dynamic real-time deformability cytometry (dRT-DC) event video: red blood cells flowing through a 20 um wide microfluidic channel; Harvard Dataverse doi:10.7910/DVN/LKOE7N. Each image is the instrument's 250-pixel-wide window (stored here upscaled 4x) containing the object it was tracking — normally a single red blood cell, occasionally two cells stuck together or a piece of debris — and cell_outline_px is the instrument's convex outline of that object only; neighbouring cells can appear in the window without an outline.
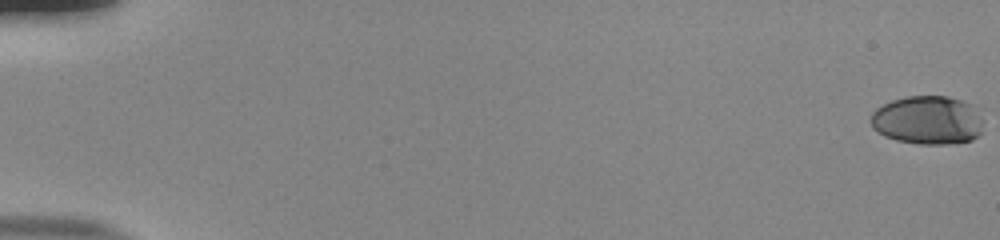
{"species": "human", "species_latin": "Homo sapiens", "temperature_condition": "room temperature", "stored_images_in_passage": 56, "camera_frame_rate_fps": 3000, "um_per_image_px": 0.085, "donor": {"sex": "male"}, "frame": {"image": 1, "passage_image": 1, "time_ms": 0.0, "image_size_px": [1000, 240], "cell_outline_px": [[984, 120], [980, 132], [972, 140], [948, 144], [920, 144], [896, 140], [884, 136], [872, 128], [868, 120], [872, 112], [876, 108], [892, 100], [908, 96], [948, 96], [972, 104]], "centroid_in_image_um": [78.83, 10.21], "position_along_channel_um": 6.2, "area_um2": 32.19}}
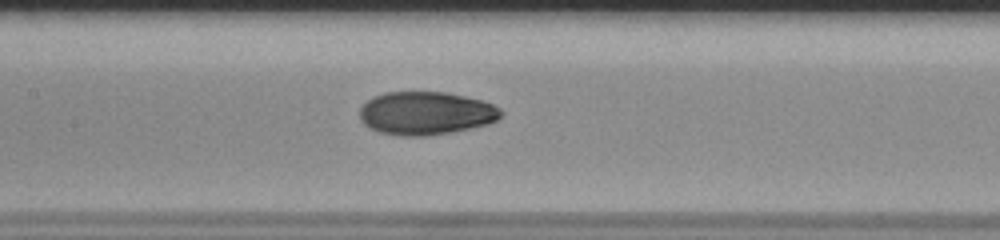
{"frame": {"image": 2, "passage_image": 29, "time_ms": 9.333, "image_size_px": [1000, 240], "cell_outline_px": [[504, 116], [488, 124], [472, 128], [428, 136], [400, 136], [380, 132], [368, 128], [360, 120], [360, 108], [368, 100], [384, 92], [444, 92], [464, 96], [480, 100], [492, 104], [500, 108], [504, 112]], "centroid_in_image_um": [36.21, 9.63], "position_along_channel_um": 171.2, "area_um2": 35.66}}
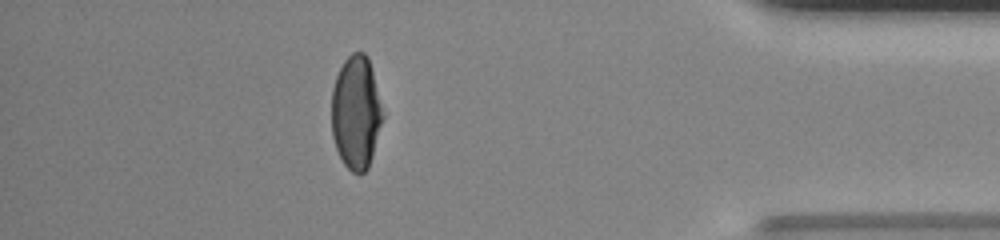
{"frame": {"image": 3, "passage_image": 50, "time_ms": 16.333, "image_size_px": [1000, 240], "cell_outline_px": [[384, 116], [372, 156], [368, 168], [364, 172], [352, 172], [344, 164], [336, 148], [332, 136], [332, 88], [336, 76], [344, 60], [352, 52], [364, 52], [368, 56]], "centroid_in_image_um": [30.26, 9.55], "position_along_channel_um": 404.9, "area_um2": 33.58}, "authors_computed_cell_mechanics": {"area_um2": 34.2465, "velocity_mm_per_s": 3.8536, "shape_relaxation_time_tau1_ms": 7.6808, "shape_relaxation_time_tau2_ms": 1.3646, "deformation_change_tau1": 0.2547, "deformation_change_tau2": 0.0476}}